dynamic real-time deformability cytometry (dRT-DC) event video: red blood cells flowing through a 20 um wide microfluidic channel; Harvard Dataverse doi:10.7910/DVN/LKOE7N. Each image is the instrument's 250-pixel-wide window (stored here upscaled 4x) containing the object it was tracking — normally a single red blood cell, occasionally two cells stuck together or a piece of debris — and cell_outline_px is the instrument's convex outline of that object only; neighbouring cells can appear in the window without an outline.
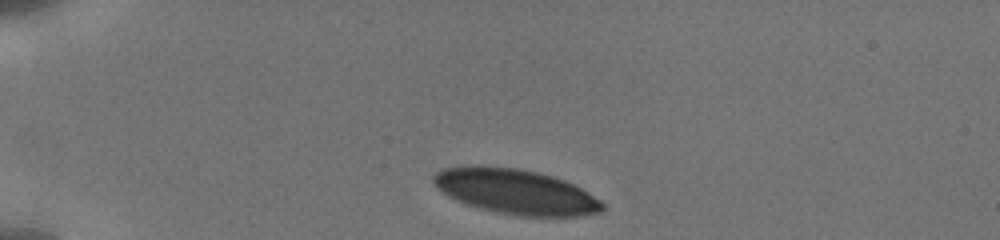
{"species": "human", "species_latin": "Homo sapiens", "temperature_condition": "cold", "stored_images_in_passage": 11, "camera_frame_rate_fps": 3000, "um_per_image_px": 0.085, "donor": {"sex": "male"}, "frame": {"image": 1, "passage_image": 1, "time_ms": 0.0, "image_size_px": [1000, 240], "cell_outline_px": [[604, 208], [600, 212], [580, 216], [520, 216], [496, 212], [480, 208], [456, 200], [448, 196], [436, 188], [432, 180], [432, 176], [436, 172], [444, 168], [472, 164], [480, 164], [516, 168], [536, 172], [552, 176], [564, 180], [588, 192], [600, 200], [604, 204]], "centroid_in_image_um": [43.78, 16.27], "position_along_channel_um": 41.2, "area_um2": 44.51}}
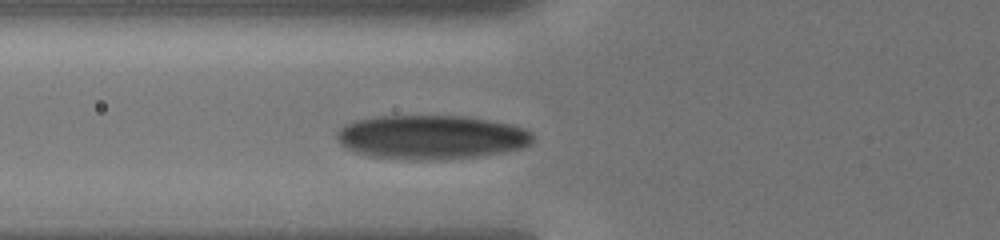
{"frame": {"image": 2, "passage_image": 8, "time_ms": 2.667, "image_size_px": [1000, 240], "cell_outline_px": [[532, 140], [528, 144], [520, 148], [500, 152], [476, 156], [432, 160], [420, 160], [372, 156], [356, 152], [344, 148], [336, 140], [336, 132], [344, 124], [356, 120], [380, 116], [468, 116], [512, 124], [524, 128], [532, 132]], "centroid_in_image_um": [36.61, 11.64], "position_along_channel_um": 89.2, "area_um2": 50.17}}
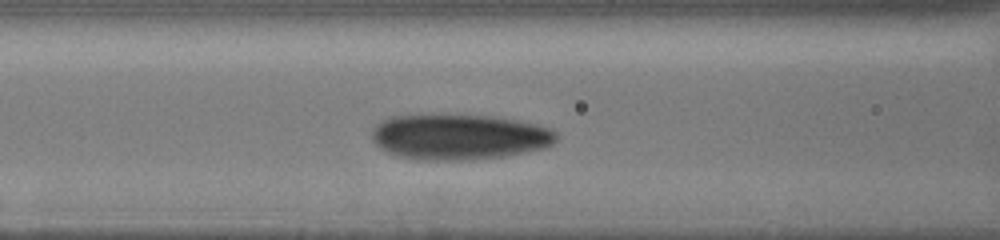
{"frame": {"image": 3, "passage_image": 11, "time_ms": 3.667, "image_size_px": [1000, 240], "cell_outline_px": [[556, 140], [552, 144], [544, 148], [504, 156], [468, 160], [416, 160], [396, 156], [380, 148], [372, 140], [372, 128], [376, 124], [388, 116], [492, 116], [516, 120], [536, 124], [552, 128], [556, 132]], "centroid_in_image_um": [39.01, 11.65], "position_along_channel_um": 127.6, "area_um2": 48.78}}